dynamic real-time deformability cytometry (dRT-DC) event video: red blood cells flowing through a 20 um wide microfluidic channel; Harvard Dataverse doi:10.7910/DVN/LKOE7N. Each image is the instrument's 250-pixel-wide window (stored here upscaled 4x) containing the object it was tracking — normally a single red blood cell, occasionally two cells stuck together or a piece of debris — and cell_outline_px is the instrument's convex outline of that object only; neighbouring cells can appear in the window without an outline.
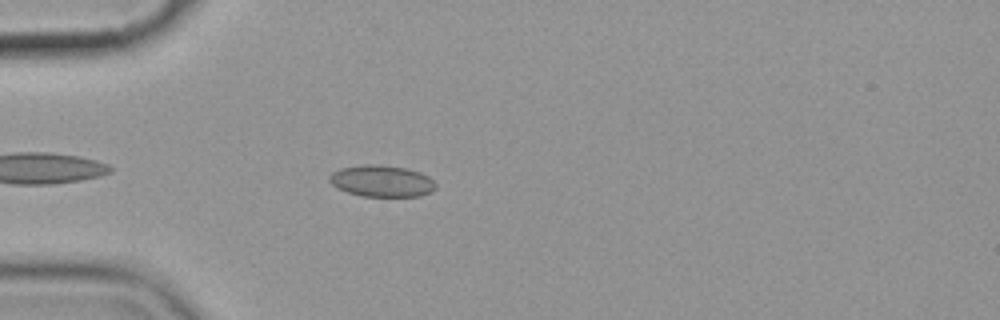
{"species": "common noctule bat (a hibernating species)", "species_latin": "Nyctalus noctula", "temperature_condition": "cold", "stored_images_in_passage": 6, "camera_frame_rate_fps": 3000, "um_per_image_px": 0.085, "animal": {"sex": "female", "body_mass_g": 19.9}, "frame": {"image": 1, "passage_image": 5, "time_ms": 4.667, "image_size_px": [1000, 320], "cell_outline_px": [[436, 188], [432, 192], [420, 196], [364, 196], [348, 192], [332, 184], [328, 180], [328, 176], [332, 172], [340, 168], [364, 164], [376, 164], [408, 168], [420, 172], [428, 176], [436, 184]], "centroid_in_image_um": [32.46, 15.37], "position_along_channel_um": 52.5, "area_um2": 19.59}}